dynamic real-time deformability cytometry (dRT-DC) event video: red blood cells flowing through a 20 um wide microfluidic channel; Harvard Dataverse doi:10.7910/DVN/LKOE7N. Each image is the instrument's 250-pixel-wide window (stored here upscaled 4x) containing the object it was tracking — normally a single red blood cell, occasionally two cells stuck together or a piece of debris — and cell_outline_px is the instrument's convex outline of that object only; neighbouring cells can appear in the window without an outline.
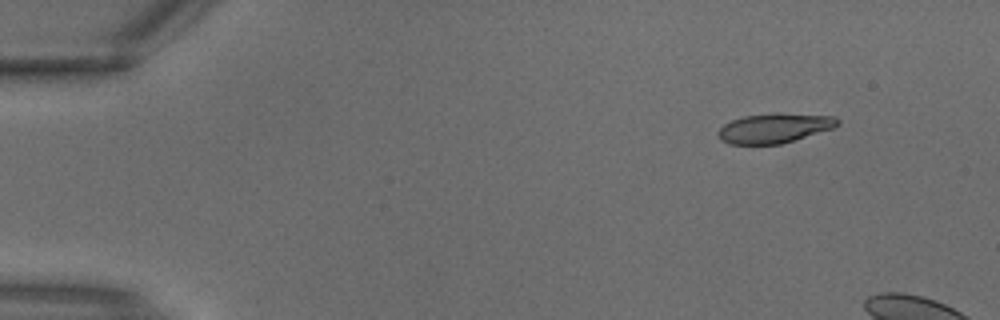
{"species": "common noctule bat (a hibernating species)", "species_latin": "Nyctalus noctula", "temperature_condition": "warm", "stored_images_in_passage": 3, "camera_frame_rate_fps": 3000, "um_per_image_px": 0.085, "animal": {"sex": "male", "body_mass_g": 18.8}, "frame": {"image": 1, "passage_image": 1, "time_ms": 0.0, "image_size_px": [1000, 320], "cell_outline_px": [[840, 124], [832, 128], [780, 144], [728, 144], [720, 140], [716, 132], [724, 124], [732, 120], [744, 116], [776, 112], [836, 116], [840, 120]], "centroid_in_image_um": [65.81, 10.87], "position_along_channel_um": 19.2, "area_um2": 20.75}}